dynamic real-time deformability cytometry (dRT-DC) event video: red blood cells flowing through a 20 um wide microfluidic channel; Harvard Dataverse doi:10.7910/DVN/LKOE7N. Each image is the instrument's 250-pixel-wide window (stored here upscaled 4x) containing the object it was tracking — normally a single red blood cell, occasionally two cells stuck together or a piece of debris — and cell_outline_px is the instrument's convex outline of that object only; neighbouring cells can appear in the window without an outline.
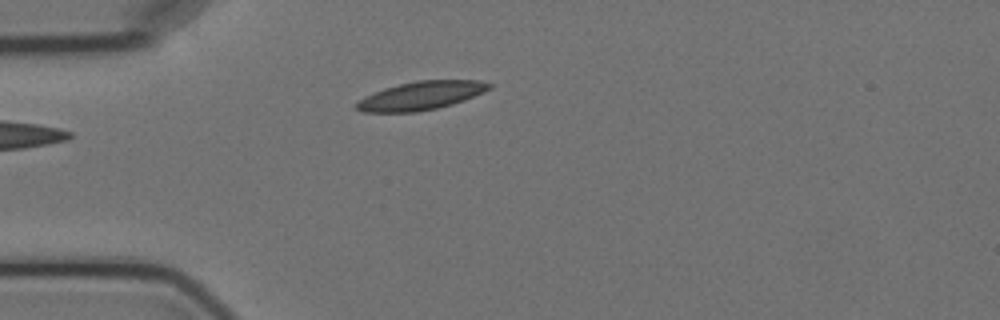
{"species": "Egyptian fruit bat (a non-hibernating species)", "species_latin": "Rousettus aegyptiacus", "temperature_condition": "cold", "stored_images_in_passage": 3, "camera_frame_rate_fps": 3000, "um_per_image_px": 0.085, "animal": {"sex": "female"}, "frame": {"image": 1, "passage_image": 3, "time_ms": 3.333, "image_size_px": [1000, 320], "cell_outline_px": [[496, 84], [492, 88], [484, 92], [464, 100], [452, 104], [436, 108], [416, 112], [364, 112], [356, 108], [356, 104], [364, 96], [384, 88], [416, 80], [480, 80]], "centroid_in_image_um": [35.84, 8.12], "position_along_channel_um": 49.2, "area_um2": 22.02}}